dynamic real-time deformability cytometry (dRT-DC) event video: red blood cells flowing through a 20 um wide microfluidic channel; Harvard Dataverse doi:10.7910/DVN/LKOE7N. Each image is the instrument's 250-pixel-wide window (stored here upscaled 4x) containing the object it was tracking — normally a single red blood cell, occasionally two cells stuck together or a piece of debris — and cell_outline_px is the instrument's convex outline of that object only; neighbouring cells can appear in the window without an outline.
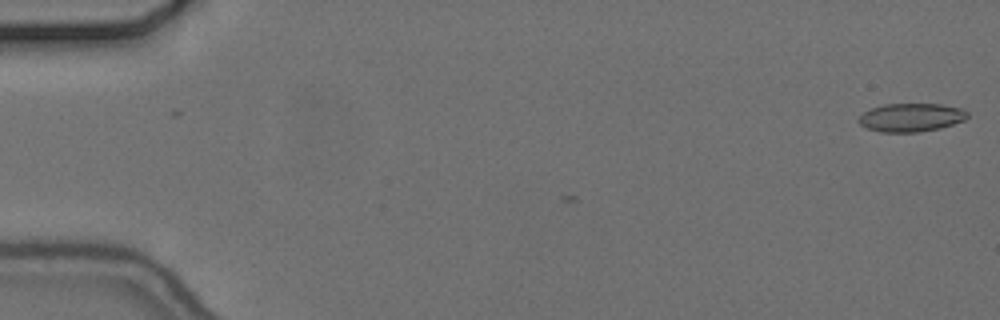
{"species": "common noctule bat (a hibernating species)", "species_latin": "Nyctalus noctula", "temperature_condition": "cold", "stored_images_in_passage": 4, "camera_frame_rate_fps": 3000, "um_per_image_px": 0.085, "animal": {"sex": "female", "body_mass_g": 24.6, "forearm_length_mm": 56.2}, "frame": {"image": 1, "passage_image": 1, "time_ms": 0.0, "image_size_px": [1000, 320], "cell_outline_px": [[968, 116], [964, 120], [940, 128], [916, 132], [880, 132], [868, 128], [860, 124], [856, 120], [864, 112], [872, 108], [884, 104], [940, 104], [964, 108], [968, 112]], "centroid_in_image_um": [77.45, 9.98], "position_along_channel_um": 7.5, "area_um2": 17.98}}